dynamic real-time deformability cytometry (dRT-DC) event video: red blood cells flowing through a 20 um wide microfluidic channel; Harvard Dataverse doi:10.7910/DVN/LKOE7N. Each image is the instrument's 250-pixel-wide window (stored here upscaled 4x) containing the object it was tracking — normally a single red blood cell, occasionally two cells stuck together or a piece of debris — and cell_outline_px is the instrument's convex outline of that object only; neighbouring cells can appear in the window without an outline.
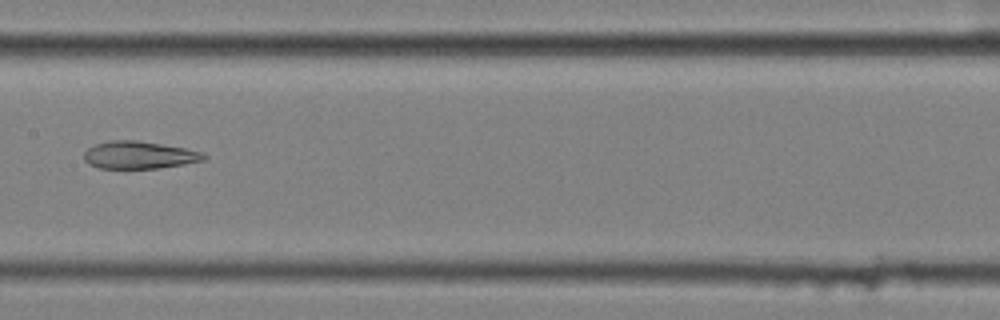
{"species": "common noctule bat (a hibernating species)", "species_latin": "Nyctalus noctula", "temperature_condition": "cold", "stored_images_in_passage": 11, "camera_frame_rate_fps": 3000, "um_per_image_px": 0.085, "animal": {"sex": "female", "body_mass_g": 25.1}, "frame": {"image": 1, "passage_image": 8, "time_ms": 2.333, "image_size_px": [1000, 320], "cell_outline_px": [[208, 156], [204, 160], [184, 164], [156, 168], [100, 168], [88, 164], [84, 160], [84, 152], [88, 148], [96, 144], [108, 140], [136, 140], [184, 148], [204, 152]], "centroid_in_image_um": [11.82, 13.17], "position_along_channel_um": 195.6, "area_um2": 19.13}}
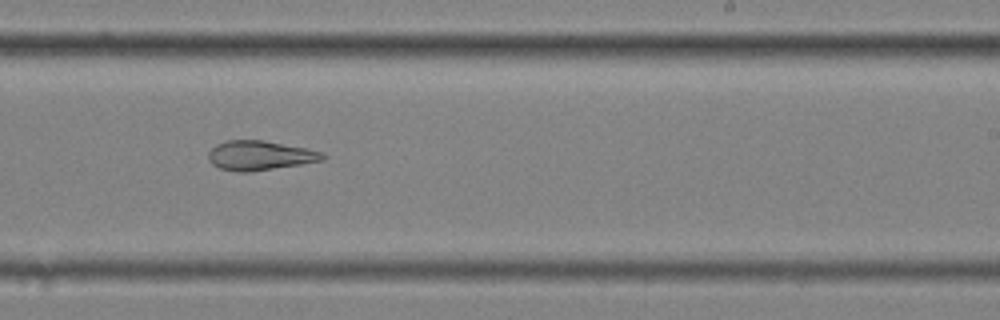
{"frame": {"image": 2, "passage_image": 10, "time_ms": 3.0, "image_size_px": [1000, 320], "cell_outline_px": [[328, 156], [324, 160], [300, 164], [248, 172], [236, 172], [220, 168], [212, 164], [208, 160], [208, 152], [216, 144], [228, 140], [264, 140], [304, 148], [320, 152]], "centroid_in_image_um": [22.05, 13.21], "position_along_channel_um": 266.9, "area_um2": 19.48}}
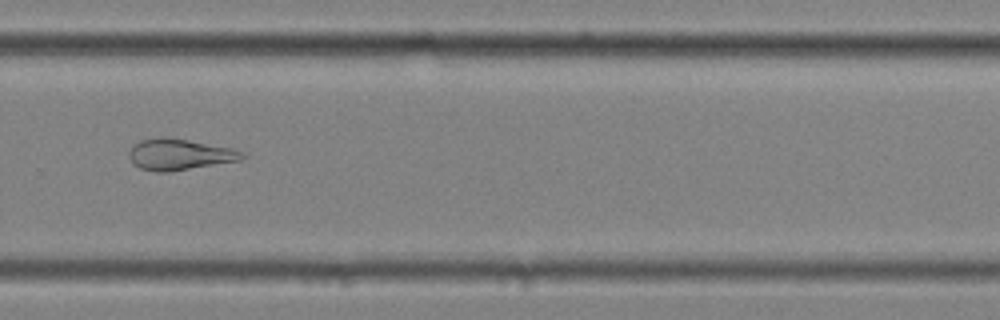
{"frame": {"image": 3, "passage_image": 11, "time_ms": 3.333, "image_size_px": [1000, 320], "cell_outline_px": [[244, 156], [240, 160], [168, 172], [156, 172], [140, 168], [132, 164], [128, 156], [128, 152], [132, 144], [140, 140], [160, 136], [164, 136], [188, 140], [228, 148], [244, 152]], "centroid_in_image_um": [15.15, 13.12], "position_along_channel_um": 314.7, "area_um2": 20.46}}